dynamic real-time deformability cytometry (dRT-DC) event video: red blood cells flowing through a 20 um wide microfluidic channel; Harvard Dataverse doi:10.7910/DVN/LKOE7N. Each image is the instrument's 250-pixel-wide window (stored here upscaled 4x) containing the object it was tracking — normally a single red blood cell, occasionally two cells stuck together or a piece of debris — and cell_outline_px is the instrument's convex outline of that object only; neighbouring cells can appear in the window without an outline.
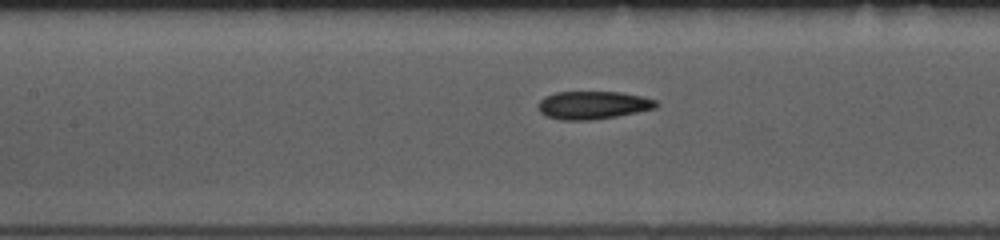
{"species": "common noctule bat (a hibernating species)", "species_latin": "Nyctalus noctula", "temperature_condition": "room temperature", "stored_images_in_passage": 29, "camera_frame_rate_fps": 3000, "um_per_image_px": 0.085, "animal": {"sex": "female", "body_mass_g": 10.0, "forearm_length_mm": 53.1}, "frame": {"image": 1, "passage_image": 21, "time_ms": 6.667, "image_size_px": [1000, 240], "cell_outline_px": [[656, 104], [648, 108], [608, 116], [552, 116], [544, 112], [540, 108], [540, 104], [544, 100], [552, 96], [564, 92], [608, 92], [632, 96], [652, 100]], "centroid_in_image_um": [50.39, 8.85], "position_along_channel_um": 157.0, "area_um2": 15.78}}
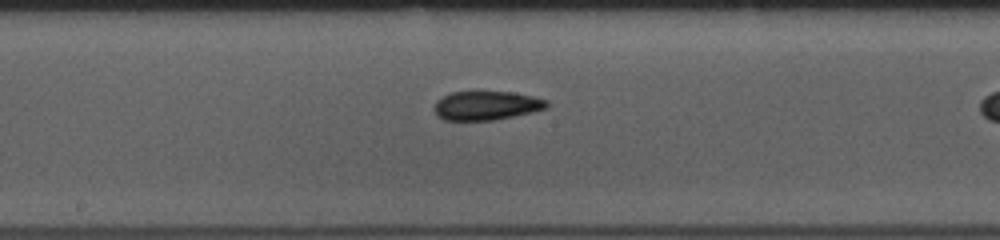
{"frame": {"image": 2, "passage_image": 25, "time_ms": 8.0, "image_size_px": [1000, 240], "cell_outline_px": [[544, 104], [540, 108], [504, 116], [480, 120], [452, 120], [444, 116], [436, 108], [436, 104], [440, 100], [448, 96], [460, 92], [496, 92], [524, 96], [540, 100]], "centroid_in_image_um": [41.21, 8.96], "position_along_channel_um": 207.0, "area_um2": 16.24}}